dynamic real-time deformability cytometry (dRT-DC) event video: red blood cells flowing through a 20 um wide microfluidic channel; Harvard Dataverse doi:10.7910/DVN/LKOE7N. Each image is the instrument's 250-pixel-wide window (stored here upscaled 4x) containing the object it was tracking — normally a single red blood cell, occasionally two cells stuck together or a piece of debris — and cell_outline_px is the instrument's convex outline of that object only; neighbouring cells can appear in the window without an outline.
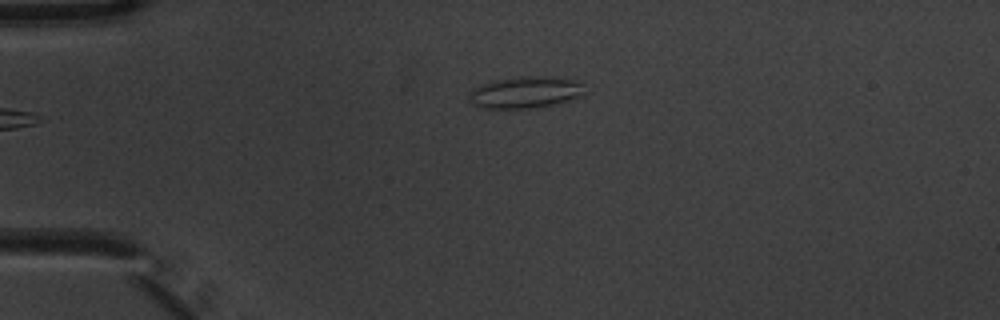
{"species": "common noctule bat (a hibernating species)", "species_latin": "Nyctalus noctula", "temperature_condition": "warm", "stored_images_in_passage": 5, "camera_frame_rate_fps": 3000, "um_per_image_px": 0.085, "animal": {"sex": "male", "body_mass_g": 20.1, "forearm_length_mm": 53.5}, "frame": {"image": 1, "passage_image": 5, "time_ms": 1.333, "image_size_px": [1000, 320], "cell_outline_px": [[584, 96], [552, 104], [528, 108], [480, 108], [472, 104], [468, 96], [468, 92], [472, 88], [480, 84], [496, 80], [520, 76], [560, 76], [584, 80]], "centroid_in_image_um": [44.71, 7.81], "position_along_channel_um": 40.3, "area_um2": 21.91}}